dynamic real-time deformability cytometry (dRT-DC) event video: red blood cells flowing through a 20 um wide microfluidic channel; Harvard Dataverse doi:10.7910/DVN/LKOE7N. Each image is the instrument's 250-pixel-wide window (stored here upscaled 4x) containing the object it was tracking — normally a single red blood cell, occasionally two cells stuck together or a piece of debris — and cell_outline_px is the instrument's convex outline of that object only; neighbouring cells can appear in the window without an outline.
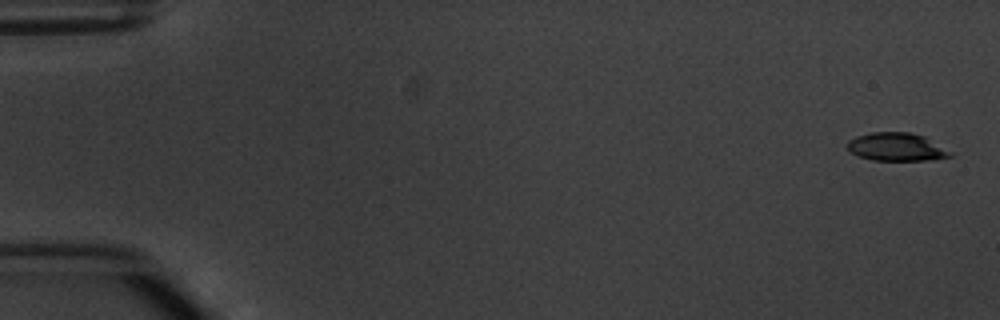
{"species": "common noctule bat (a hibernating species)", "species_latin": "Nyctalus noctula", "temperature_condition": "warm", "stored_images_in_passage": 5, "camera_frame_rate_fps": 3000, "um_per_image_px": 0.085, "animal": {"sex": "male", "body_mass_g": 20.1, "forearm_length_mm": 53.5}, "frame": {"image": 1, "passage_image": 1, "time_ms": 0.0, "image_size_px": [1000, 320], "cell_outline_px": [[952, 156], [936, 160], [872, 160], [860, 156], [852, 152], [848, 148], [848, 140], [856, 136], [872, 132], [912, 132], [924, 136], [952, 152]], "centroid_in_image_um": [76.24, 12.48], "position_along_channel_um": 8.8, "area_um2": 16.82}}
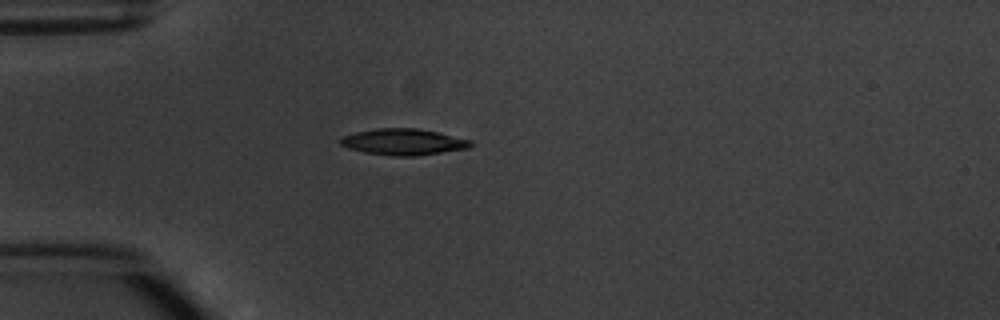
{"frame": {"image": 2, "passage_image": 5, "time_ms": 4.667, "image_size_px": [1000, 320], "cell_outline_px": [[472, 144], [468, 148], [416, 156], [392, 156], [364, 152], [348, 148], [340, 144], [340, 140], [344, 136], [356, 132], [376, 128], [416, 128], [436, 132], [472, 140]], "centroid_in_image_um": [34.28, 12.06], "position_along_channel_um": 50.7, "area_um2": 19.77}}